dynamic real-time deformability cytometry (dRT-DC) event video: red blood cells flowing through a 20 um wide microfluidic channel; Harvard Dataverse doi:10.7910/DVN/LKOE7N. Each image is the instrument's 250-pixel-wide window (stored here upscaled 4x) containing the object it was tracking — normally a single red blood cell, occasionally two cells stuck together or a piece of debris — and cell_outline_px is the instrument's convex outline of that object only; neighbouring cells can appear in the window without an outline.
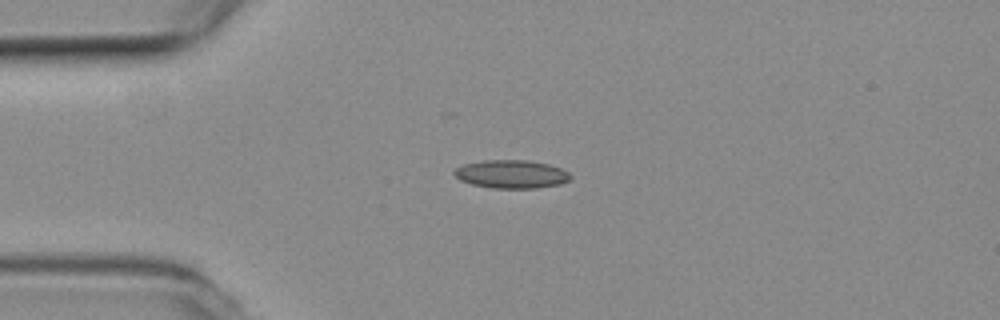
{"species": "common noctule bat (a hibernating species)", "species_latin": "Nyctalus noctula", "temperature_condition": "room temperature", "stored_images_in_passage": 33, "camera_frame_rate_fps": 3000, "um_per_image_px": 0.085, "animal": {"sex": "female", "body_mass_g": 19.3, "forearm_length_mm": 54.1}, "frame": {"image": 1, "passage_image": 1, "time_ms": 0.0, "image_size_px": [1000, 320], "cell_outline_px": [[572, 180], [560, 184], [536, 188], [492, 188], [472, 184], [460, 180], [452, 172], [456, 168], [464, 164], [484, 160], [528, 160], [548, 164], [560, 168], [568, 172], [572, 176]], "centroid_in_image_um": [43.49, 14.8], "position_along_channel_um": 41.5, "area_um2": 19.19}}
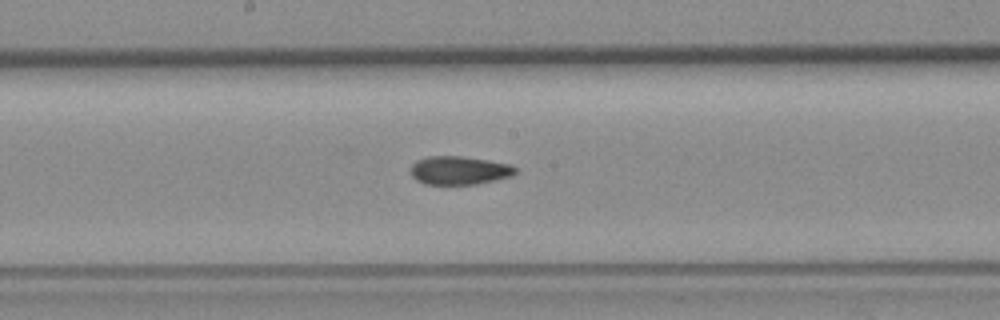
{"frame": {"image": 2, "passage_image": 16, "time_ms": 5.0, "image_size_px": [1000, 320], "cell_outline_px": [[516, 172], [512, 176], [496, 180], [476, 184], [424, 184], [416, 180], [412, 176], [412, 164], [416, 160], [428, 156], [460, 156], [488, 160], [512, 164], [516, 168]], "centroid_in_image_um": [39.05, 14.48], "position_along_channel_um": 209.1, "area_um2": 17.4}}
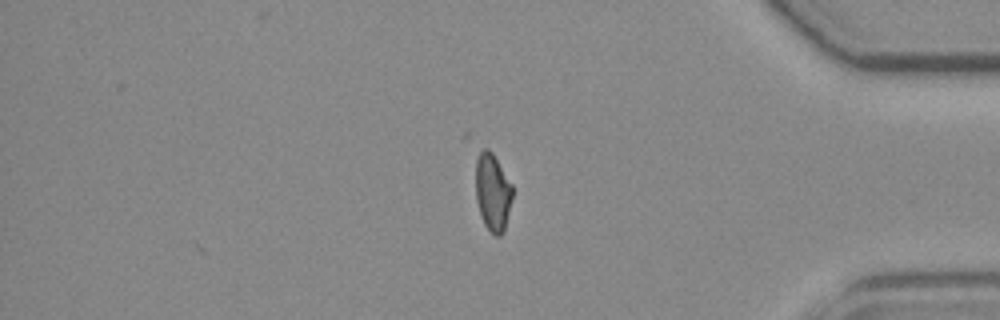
{"frame": {"image": 3, "passage_image": 33, "time_ms": 10.667, "image_size_px": [1000, 320], "cell_outline_px": [[512, 196], [504, 232], [500, 236], [496, 236], [484, 224], [480, 216], [476, 200], [476, 160], [480, 152], [484, 148], [488, 148], [492, 152], [512, 184]], "centroid_in_image_um": [41.87, 16.34], "position_along_channel_um": 393.3, "area_um2": 16.53}, "authors_computed_cell_mechanics": {"area_um2": 17.629, "velocity_mm_per_s": 3.789, "shape_relaxation_time_tau1_ms": null, "shape_relaxation_time_tau2_ms": 4.2055, "deformation_change_tau1": null, "deformation_change_tau2": 0.1182}}